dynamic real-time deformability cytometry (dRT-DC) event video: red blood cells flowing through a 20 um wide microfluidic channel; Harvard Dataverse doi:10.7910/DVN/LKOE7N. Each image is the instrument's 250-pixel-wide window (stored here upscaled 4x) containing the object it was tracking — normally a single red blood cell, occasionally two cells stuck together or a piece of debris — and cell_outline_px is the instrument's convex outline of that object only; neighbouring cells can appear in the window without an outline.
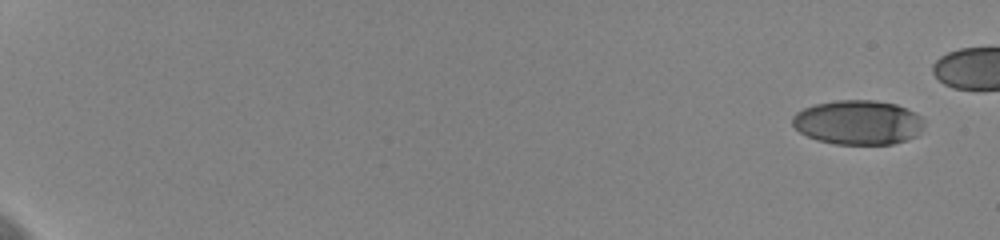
{"species": "human", "species_latin": "Homo sapiens", "temperature_condition": "cold", "stored_images_in_passage": 19, "camera_frame_rate_fps": 3000, "um_per_image_px": 0.085, "donor": {"sex": "female"}, "frame": {"image": 1, "passage_image": 1, "time_ms": 0.0, "image_size_px": [1000, 240], "cell_outline_px": [[924, 124], [920, 132], [916, 136], [908, 140], [892, 144], [836, 144], [820, 140], [808, 136], [800, 132], [792, 124], [792, 116], [796, 112], [804, 108], [816, 104], [836, 100], [876, 100], [896, 104], [916, 112], [920, 116]], "centroid_in_image_um": [72.96, 10.4], "position_along_channel_um": 12.0, "area_um2": 34.16}}